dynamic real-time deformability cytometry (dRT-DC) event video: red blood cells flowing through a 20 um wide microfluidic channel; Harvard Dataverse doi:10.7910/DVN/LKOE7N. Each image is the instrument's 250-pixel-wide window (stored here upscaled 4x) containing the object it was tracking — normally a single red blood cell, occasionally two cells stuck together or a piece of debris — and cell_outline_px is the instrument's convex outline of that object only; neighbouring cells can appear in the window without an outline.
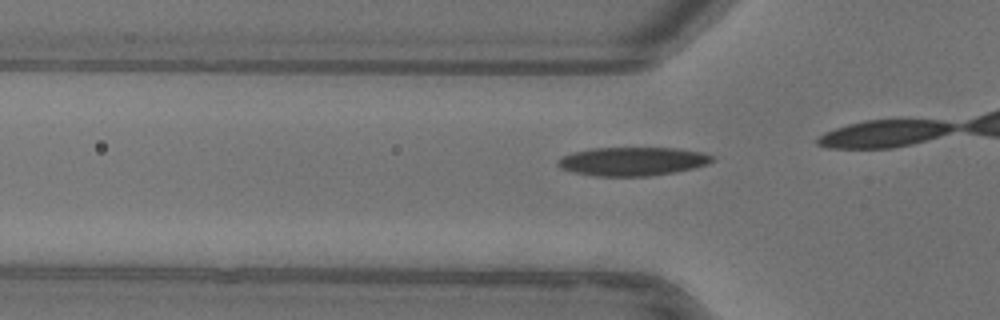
{"species": "common noctule bat (a hibernating species)", "species_latin": "Nyctalus noctula", "temperature_condition": "warm", "stored_images_in_passage": 10, "camera_frame_rate_fps": 3000, "um_per_image_px": 0.085, "animal": {"sex": "female"}, "frame": {"image": 1, "passage_image": 6, "time_ms": 1.667, "image_size_px": [1000, 320], "cell_outline_px": [[716, 160], [708, 164], [676, 172], [648, 176], [596, 176], [576, 172], [560, 168], [556, 164], [556, 160], [572, 152], [592, 148], [676, 148], [704, 152], [712, 156]], "centroid_in_image_um": [53.78, 13.71], "position_along_channel_um": 72.0, "area_um2": 25.78}}